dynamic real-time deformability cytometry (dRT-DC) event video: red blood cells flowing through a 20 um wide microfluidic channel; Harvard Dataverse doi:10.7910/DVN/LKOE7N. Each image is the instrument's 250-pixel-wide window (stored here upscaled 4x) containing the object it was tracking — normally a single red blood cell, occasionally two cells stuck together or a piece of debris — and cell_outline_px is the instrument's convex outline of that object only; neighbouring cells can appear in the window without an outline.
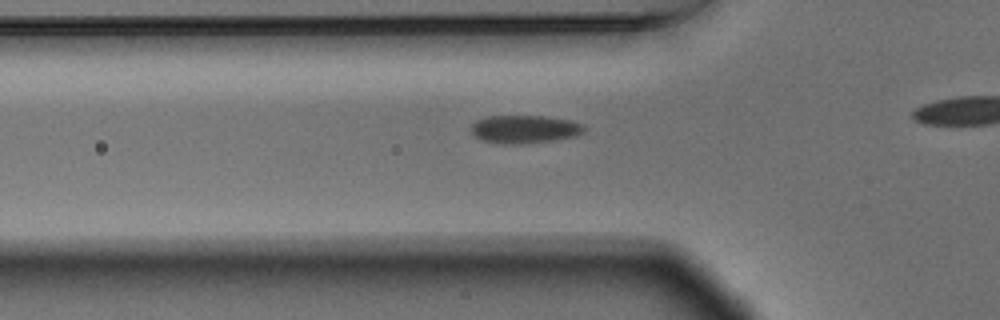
{"species": "Egyptian fruit bat (a non-hibernating species)", "species_latin": "Rousettus aegyptiacus", "temperature_condition": "warm", "stored_images_in_passage": 33, "camera_frame_rate_fps": 3000, "um_per_image_px": 0.085, "animal": {"sex": "male"}, "frame": {"image": 1, "passage_image": 7, "time_ms": 2.0, "image_size_px": [1000, 320], "cell_outline_px": [[584, 132], [576, 136], [552, 140], [520, 144], [504, 144], [484, 140], [476, 136], [468, 128], [476, 120], [488, 116], [544, 116], [568, 120], [584, 124]], "centroid_in_image_um": [44.58, 10.97], "position_along_channel_um": 81.2, "area_um2": 18.38}}
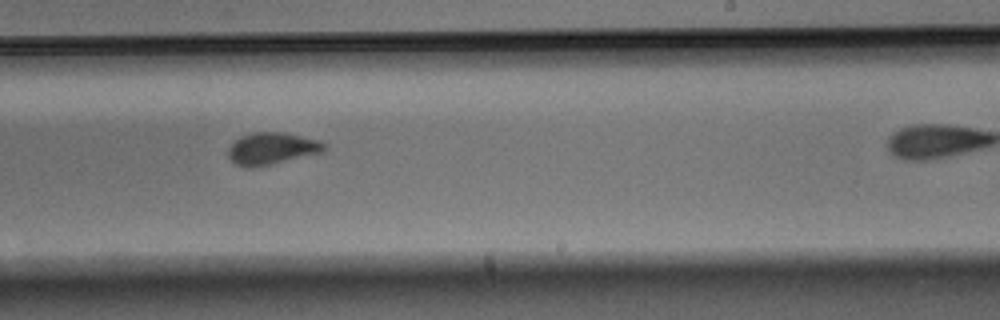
{"frame": {"image": 2, "passage_image": 22, "time_ms": 7.0, "image_size_px": [1000, 320], "cell_outline_px": [[328, 148], [320, 152], [272, 164], [252, 168], [244, 168], [236, 164], [228, 156], [228, 148], [232, 140], [240, 136], [252, 132], [284, 132], [320, 140], [328, 144]], "centroid_in_image_um": [23.08, 12.61], "position_along_channel_um": 265.9, "area_um2": 18.15}}
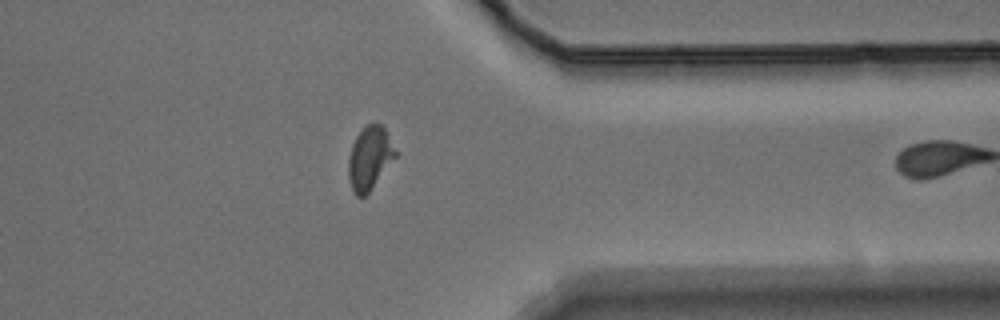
{"frame": {"image": 3, "passage_image": 32, "time_ms": 10.333, "image_size_px": [1000, 320], "cell_outline_px": [[400, 152], [368, 192], [364, 196], [356, 196], [352, 192], [348, 176], [348, 160], [352, 144], [356, 136], [368, 124], [380, 124], [384, 128]], "centroid_in_image_um": [31.44, 13.43], "position_along_channel_um": 380.0, "area_um2": 17.34}}